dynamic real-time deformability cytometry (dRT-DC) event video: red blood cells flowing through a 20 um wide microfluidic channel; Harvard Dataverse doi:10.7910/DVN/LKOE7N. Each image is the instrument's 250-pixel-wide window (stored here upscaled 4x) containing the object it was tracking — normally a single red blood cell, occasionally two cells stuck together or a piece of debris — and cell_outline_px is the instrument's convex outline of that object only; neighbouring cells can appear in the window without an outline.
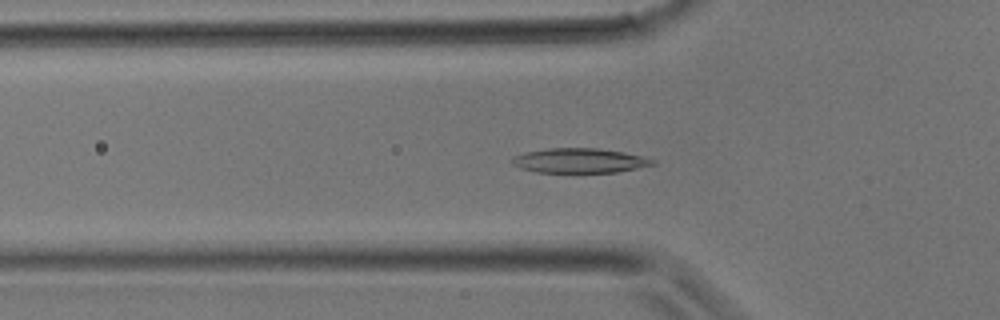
{"species": "common noctule bat (a hibernating species)", "species_latin": "Nyctalus noctula", "temperature_condition": "room temperature", "stored_images_in_passage": 24, "camera_frame_rate_fps": 3000, "um_per_image_px": 0.085, "animal": {"sex": "male", "body_mass_g": 17.9}, "frame": {"image": 1, "passage_image": 5, "time_ms": 1.333, "image_size_px": [1000, 320], "cell_outline_px": [[656, 164], [616, 172], [536, 172], [520, 168], [512, 164], [508, 160], [512, 156], [528, 152], [548, 148], [596, 148], [624, 152], [656, 160]], "centroid_in_image_um": [49.21, 13.65], "position_along_channel_um": 76.6, "area_um2": 20.11}}
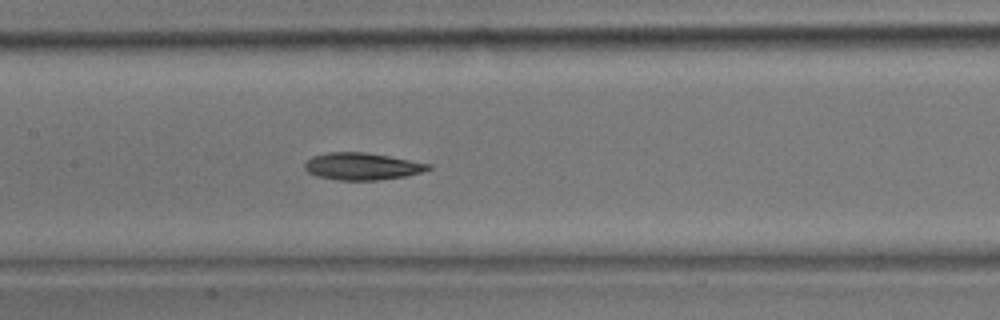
{"frame": {"image": 2, "passage_image": 10, "time_ms": 3.0, "image_size_px": [1000, 320], "cell_outline_px": [[432, 168], [420, 172], [404, 176], [380, 180], [336, 180], [316, 176], [308, 172], [304, 168], [304, 164], [312, 156], [328, 152], [364, 152], [388, 156], [432, 164]], "centroid_in_image_um": [30.75, 14.14], "position_along_channel_um": 176.6, "area_um2": 19.48}}
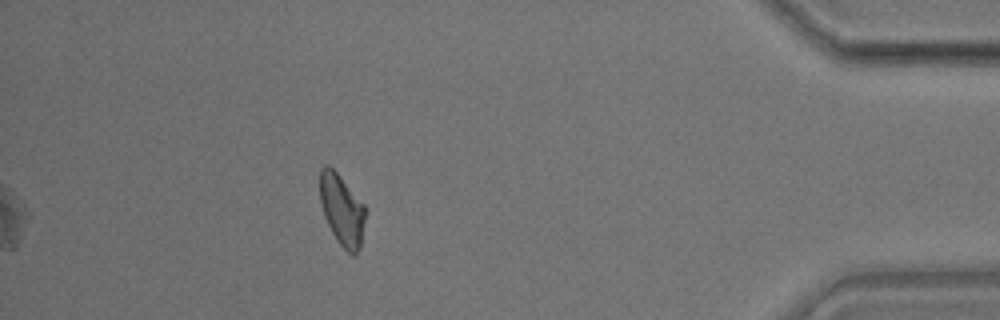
{"frame": {"image": 3, "passage_image": 24, "time_ms": 7.667, "image_size_px": [1000, 320], "cell_outline_px": [[368, 212], [360, 248], [356, 256], [352, 256], [340, 244], [332, 232], [324, 216], [320, 204], [320, 168], [324, 164], [328, 164], [340, 176], [364, 204]], "centroid_in_image_um": [29.09, 17.86], "position_along_channel_um": 406.1, "area_um2": 19.19}}